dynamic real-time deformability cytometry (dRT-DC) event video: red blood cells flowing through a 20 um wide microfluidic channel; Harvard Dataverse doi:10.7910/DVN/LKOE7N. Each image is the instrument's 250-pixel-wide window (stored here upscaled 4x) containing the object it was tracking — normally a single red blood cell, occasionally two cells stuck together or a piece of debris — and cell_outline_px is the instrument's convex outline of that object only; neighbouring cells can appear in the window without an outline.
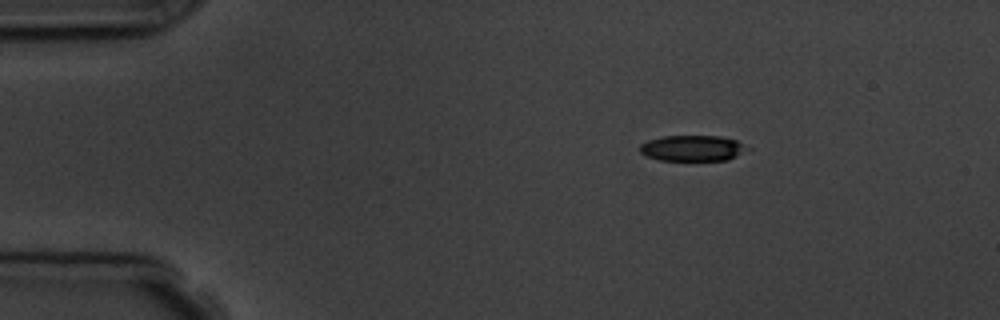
{"species": "common noctule bat (a hibernating species)", "species_latin": "Nyctalus noctula", "temperature_condition": "room temperature", "stored_images_in_passage": 3, "camera_frame_rate_fps": 3000, "um_per_image_px": 0.085, "animal": {"sex": "male", "body_mass_g": 19.5, "forearm_length_mm": 54.6}, "frame": {"image": 1, "passage_image": 1, "time_ms": 0.0, "image_size_px": [1000, 320], "cell_outline_px": [[752, 148], [728, 160], [660, 160], [648, 156], [640, 152], [640, 144], [648, 140], [664, 136], [720, 136], [736, 140]], "centroid_in_image_um": [58.9, 12.59], "position_along_channel_um": 26.1, "area_um2": 16.13}}